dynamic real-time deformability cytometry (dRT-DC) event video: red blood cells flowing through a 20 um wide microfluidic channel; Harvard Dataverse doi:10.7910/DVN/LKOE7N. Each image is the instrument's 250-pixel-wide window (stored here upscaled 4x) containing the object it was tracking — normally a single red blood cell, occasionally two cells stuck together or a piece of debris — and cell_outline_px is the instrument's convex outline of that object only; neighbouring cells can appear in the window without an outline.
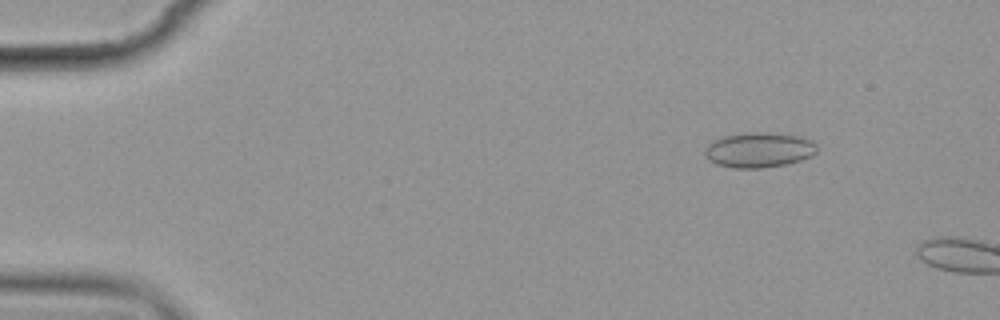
{"species": "common noctule bat (a hibernating species)", "species_latin": "Nyctalus noctula", "temperature_condition": "cold", "stored_images_in_passage": 4, "camera_frame_rate_fps": 3000, "um_per_image_px": 0.085, "animal": {"sex": "female", "body_mass_g": 19.9}, "frame": {"image": 1, "passage_image": 2, "time_ms": 1.0, "image_size_px": [1000, 320], "cell_outline_px": [[816, 152], [812, 156], [800, 160], [784, 164], [760, 168], [736, 168], [716, 164], [704, 152], [704, 148], [712, 140], [724, 136], [744, 132], [764, 132], [800, 136], [812, 140], [816, 144]], "centroid_in_image_um": [64.52, 12.73], "position_along_channel_um": 20.5, "area_um2": 22.83}}